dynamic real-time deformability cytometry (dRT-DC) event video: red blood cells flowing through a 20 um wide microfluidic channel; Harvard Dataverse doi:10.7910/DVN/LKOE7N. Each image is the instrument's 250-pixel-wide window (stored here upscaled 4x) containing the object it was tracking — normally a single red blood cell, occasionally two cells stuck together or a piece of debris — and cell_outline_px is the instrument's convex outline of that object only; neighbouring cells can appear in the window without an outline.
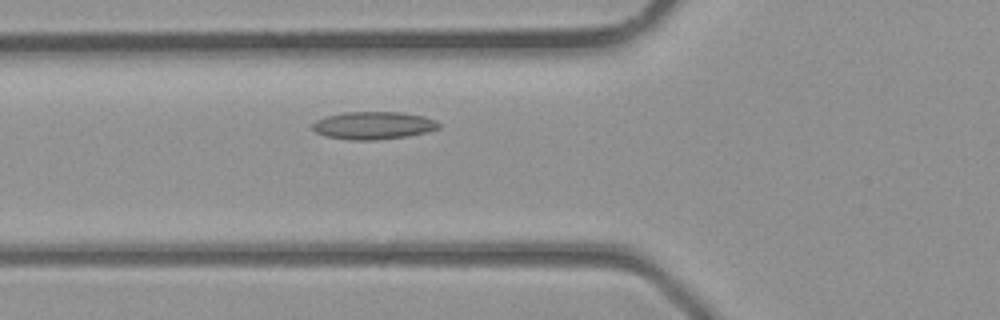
{"species": "common noctule bat (a hibernating species)", "species_latin": "Nyctalus noctula", "temperature_condition": "room temperature", "stored_images_in_passage": 27, "camera_frame_rate_fps": 3000, "um_per_image_px": 0.085, "animal": {"sex": "male", "body_mass_g": 23.1, "forearm_length_mm": 52.7}, "frame": {"image": 1, "passage_image": 5, "time_ms": 1.333, "image_size_px": [1000, 320], "cell_outline_px": [[440, 128], [428, 132], [408, 136], [376, 140], [348, 140], [324, 136], [316, 132], [312, 128], [312, 124], [316, 120], [324, 116], [344, 112], [404, 112], [424, 116], [436, 120], [440, 124]], "centroid_in_image_um": [31.74, 10.66], "position_along_channel_um": 94.1, "area_um2": 20.69}}
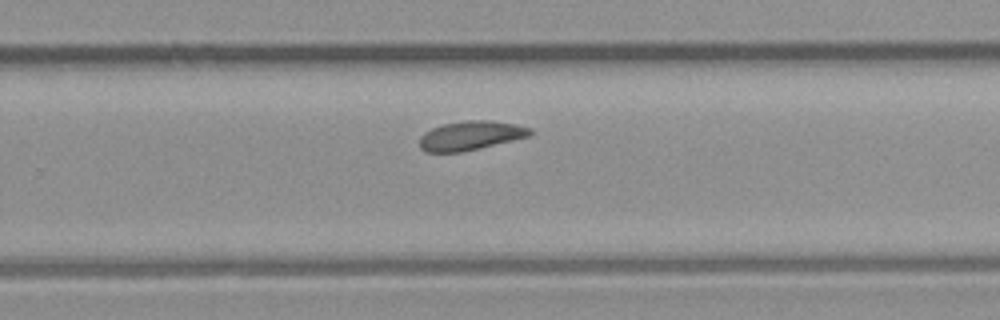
{"frame": {"image": 2, "passage_image": 16, "time_ms": 5.0, "image_size_px": [1000, 320], "cell_outline_px": [[532, 136], [480, 148], [460, 152], [424, 152], [420, 148], [420, 136], [424, 132], [432, 128], [444, 124], [464, 120], [488, 120], [516, 124], [532, 128]], "centroid_in_image_um": [40.02, 11.52], "position_along_channel_um": 289.8, "area_um2": 18.9}}
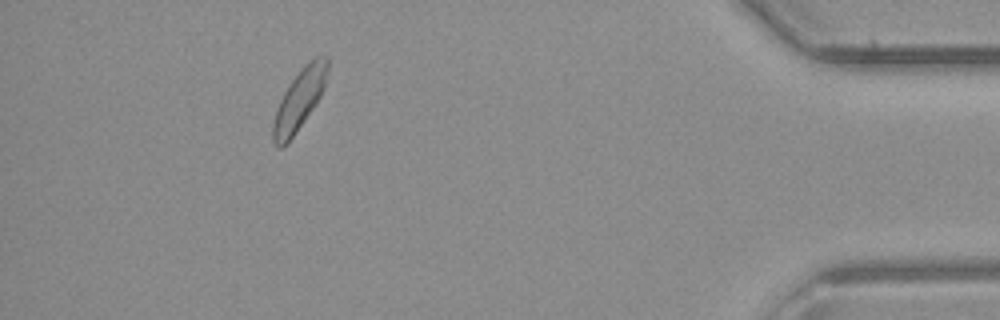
{"frame": {"image": 3, "passage_image": 26, "time_ms": 8.333, "image_size_px": [1000, 320], "cell_outline_px": [[328, 76], [324, 88], [316, 104], [292, 136], [280, 148], [276, 148], [272, 140], [272, 124], [280, 100], [288, 84], [300, 68], [304, 64], [320, 52], [328, 56]], "centroid_in_image_um": [25.47, 8.38], "position_along_channel_um": 409.7, "area_um2": 19.36}}